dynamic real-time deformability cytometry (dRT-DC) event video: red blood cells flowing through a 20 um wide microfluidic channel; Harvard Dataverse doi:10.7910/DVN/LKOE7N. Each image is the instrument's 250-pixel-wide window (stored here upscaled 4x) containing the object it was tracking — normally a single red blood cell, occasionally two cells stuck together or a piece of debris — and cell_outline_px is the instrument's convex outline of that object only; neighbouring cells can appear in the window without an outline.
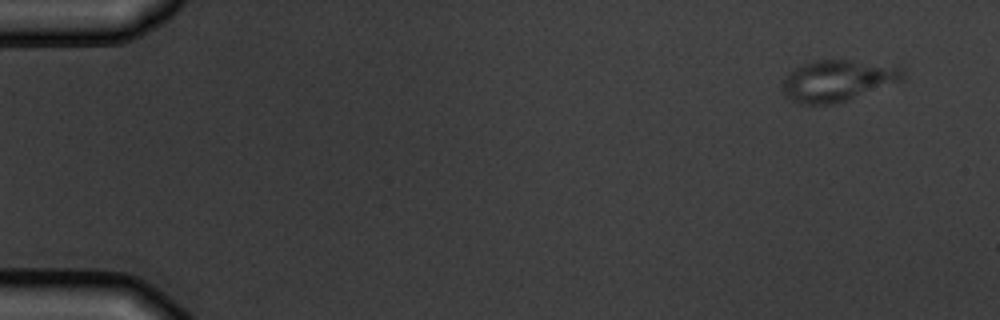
{"species": "common noctule bat (a hibernating species)", "species_latin": "Nyctalus noctula", "temperature_condition": "warm", "stored_images_in_passage": 4, "camera_frame_rate_fps": 3000, "um_per_image_px": 0.085, "animal": {"sex": "male", "body_mass_g": 19.5, "forearm_length_mm": 54.6}, "frame": {"image": 1, "passage_image": 1, "time_ms": 0.0, "image_size_px": [1000, 320], "cell_outline_px": [[904, 80], [836, 104], [800, 104], [784, 96], [780, 88], [784, 76], [792, 68], [816, 60], [848, 60], [904, 68]], "centroid_in_image_um": [71.13, 6.87], "position_along_channel_um": 13.9, "area_um2": 29.07}}